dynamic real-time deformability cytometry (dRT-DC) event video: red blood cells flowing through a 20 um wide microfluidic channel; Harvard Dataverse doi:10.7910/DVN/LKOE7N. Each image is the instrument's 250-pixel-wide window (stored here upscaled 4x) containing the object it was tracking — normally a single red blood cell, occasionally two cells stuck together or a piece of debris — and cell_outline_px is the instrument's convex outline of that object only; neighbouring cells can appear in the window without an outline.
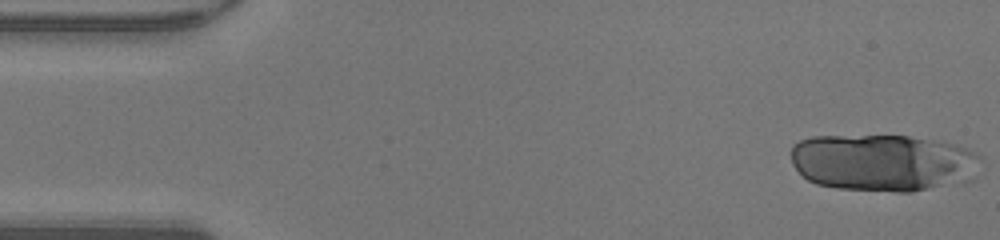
{"species": "human", "species_latin": "Homo sapiens", "temperature_condition": "warm", "stored_images_in_passage": 18, "segment_of_instrument_passage": [1, 3], "camera_frame_rate_fps": 3000, "um_per_image_px": 0.085, "donor": {"sex": "male"}, "frame": {"image": 1, "passage_image": 3, "time_ms": 0.667, "image_size_px": [1000, 240], "cell_outline_px": [[916, 188], [856, 188], [824, 184], [812, 180], [804, 176], [796, 164], [908, 160], [916, 184]], "centroid_in_image_um": [73.26, 14.8], "position_along_channel_um": 11.7, "area_um2": 19.36}}